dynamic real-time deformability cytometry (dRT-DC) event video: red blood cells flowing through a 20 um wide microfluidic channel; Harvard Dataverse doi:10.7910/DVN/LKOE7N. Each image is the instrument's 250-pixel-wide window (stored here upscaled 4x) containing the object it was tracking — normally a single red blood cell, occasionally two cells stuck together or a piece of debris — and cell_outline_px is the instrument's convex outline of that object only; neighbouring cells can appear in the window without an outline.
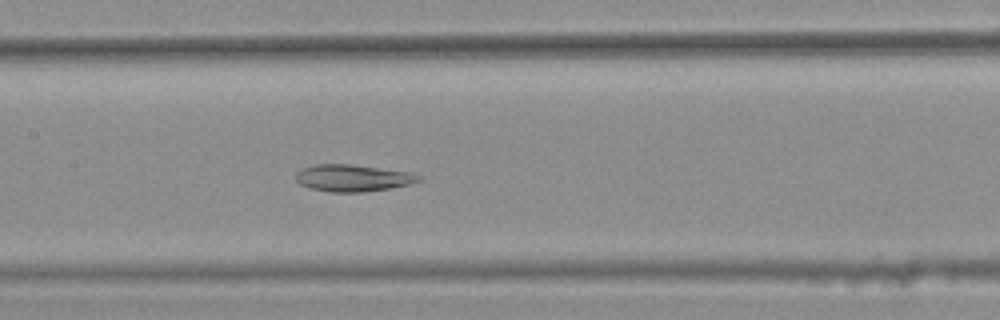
{"species": "common noctule bat (a hibernating species)", "species_latin": "Nyctalus noctula", "temperature_condition": "warm", "stored_images_in_passage": 34, "camera_frame_rate_fps": 3000, "um_per_image_px": 0.085, "animal": {"sex": "female", "body_mass_g": 25.1}, "frame": {"image": 1, "passage_image": 18, "time_ms": 5.667, "image_size_px": [1000, 320], "cell_outline_px": [[424, 180], [408, 184], [388, 188], [360, 192], [328, 192], [312, 188], [300, 184], [296, 180], [296, 172], [304, 168], [316, 164], [352, 164], [412, 172], [420, 176]], "centroid_in_image_um": [30.01, 15.12], "position_along_channel_um": 177.4, "area_um2": 19.19}}
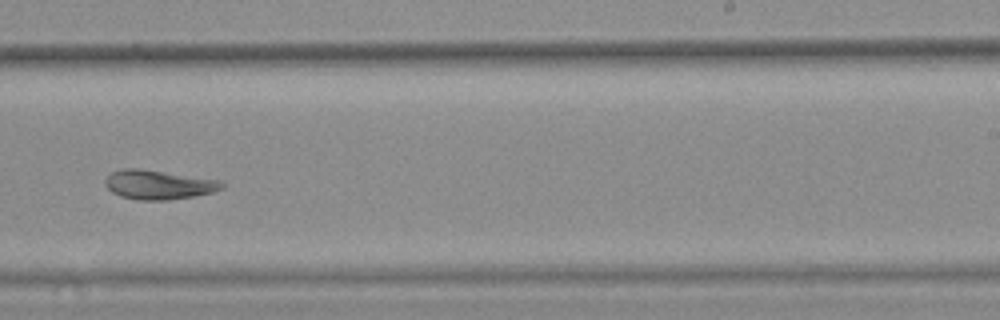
{"frame": {"image": 2, "passage_image": 26, "time_ms": 8.333, "image_size_px": [1000, 320], "cell_outline_px": [[224, 188], [212, 192], [192, 196], [168, 200], [140, 200], [120, 196], [112, 192], [104, 184], [104, 180], [112, 172], [120, 168], [140, 168], [216, 180], [224, 184]], "centroid_in_image_um": [13.41, 15.69], "position_along_channel_um": 275.6, "area_um2": 19.65}}
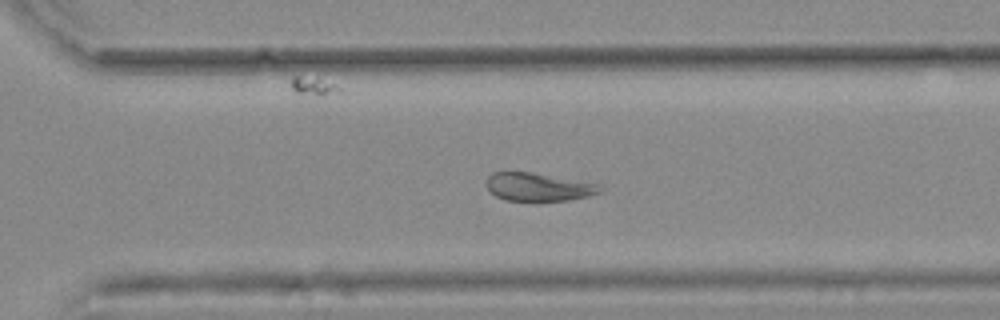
{"frame": {"image": 3, "passage_image": 30, "time_ms": 9.667, "image_size_px": [1000, 320], "cell_outline_px": [[604, 188], [600, 192], [588, 196], [568, 200], [504, 200], [488, 192], [484, 184], [484, 180], [492, 172], [532, 172], [600, 184]], "centroid_in_image_um": [45.7, 15.88], "position_along_channel_um": 324.9, "area_um2": 18.79}, "authors_computed_cell_mechanics": {"area_um2": 19.652, "velocity_mm_per_s": 3.6958, "shape_relaxation_time_tau1_ms": null, "shape_relaxation_time_tau2_ms": 3.9731, "deformation_change_tau1": null, "deformation_change_tau2": 0.0996}}